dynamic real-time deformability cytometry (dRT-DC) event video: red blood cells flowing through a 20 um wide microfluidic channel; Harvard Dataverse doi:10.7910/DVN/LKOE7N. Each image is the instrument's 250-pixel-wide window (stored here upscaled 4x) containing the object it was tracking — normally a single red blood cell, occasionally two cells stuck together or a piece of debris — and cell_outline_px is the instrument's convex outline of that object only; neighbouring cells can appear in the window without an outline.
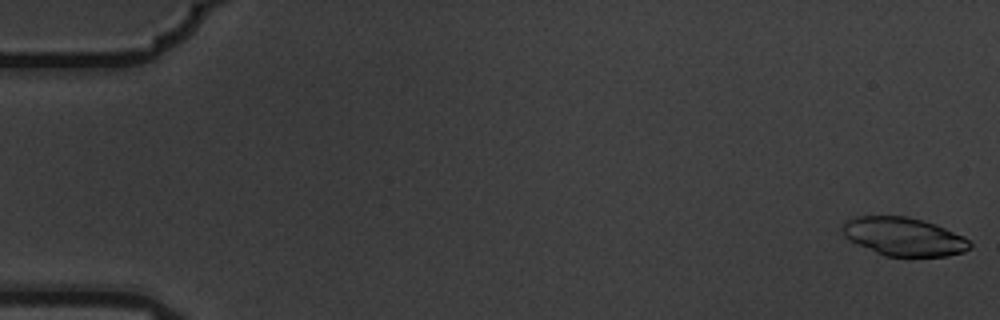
{"species": "common noctule bat (a hibernating species)", "species_latin": "Nyctalus noctula", "temperature_condition": "warm", "stored_images_in_passage": 5, "camera_frame_rate_fps": 3000, "um_per_image_px": 0.085, "animal": {"sex": "male", "body_mass_g": 19.5, "forearm_length_mm": 54.6}, "frame": {"image": 1, "passage_image": 1, "time_ms": 0.0, "image_size_px": [1000, 320], "cell_outline_px": [[972, 248], [964, 252], [948, 256], [884, 256], [848, 240], [844, 236], [840, 228], [844, 220], [856, 216], [908, 216], [924, 220], [936, 224], [964, 236], [972, 244]], "centroid_in_image_um": [76.8, 20.1], "position_along_channel_um": 8.2, "area_um2": 28.9}}